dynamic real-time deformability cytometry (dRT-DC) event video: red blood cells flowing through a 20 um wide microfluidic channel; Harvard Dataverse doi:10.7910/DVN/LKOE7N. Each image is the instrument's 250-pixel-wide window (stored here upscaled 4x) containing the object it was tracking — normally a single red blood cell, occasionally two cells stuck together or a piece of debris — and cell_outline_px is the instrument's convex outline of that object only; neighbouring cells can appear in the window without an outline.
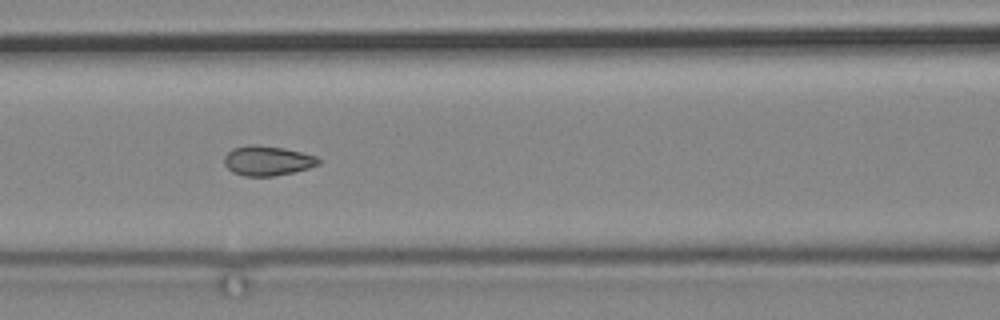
{"species": "common noctule bat (a hibernating species)", "species_latin": "Nyctalus noctula", "temperature_condition": "cold", "stored_images_in_passage": 9, "camera_frame_rate_fps": 3000, "um_per_image_px": 0.085, "animal": {"sex": "male", "body_mass_g": 19.2, "forearm_length_mm": 51.8}, "frame": {"image": 1, "passage_image": 7, "time_ms": 7.0, "image_size_px": [1000, 320], "cell_outline_px": [[320, 164], [308, 168], [292, 172], [272, 176], [244, 176], [232, 172], [224, 164], [224, 156], [232, 148], [252, 144], [256, 144], [284, 148], [316, 156], [320, 160]], "centroid_in_image_um": [22.7, 13.65], "position_along_channel_um": 143.9, "area_um2": 16.3}}
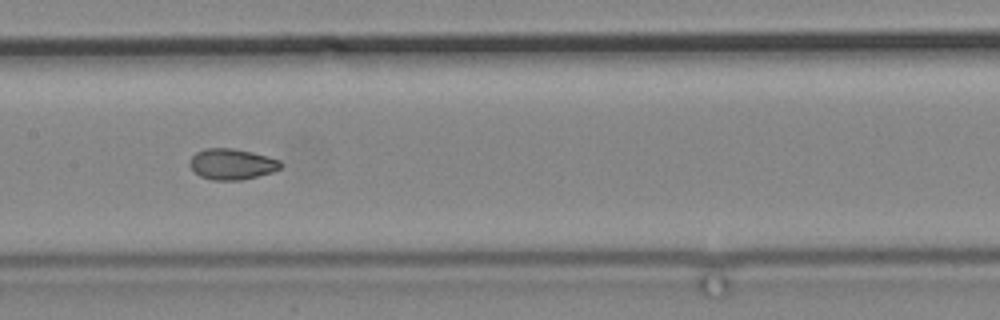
{"frame": {"image": 2, "passage_image": 8, "time_ms": 8.333, "image_size_px": [1000, 320], "cell_outline_px": [[284, 164], [280, 168], [272, 172], [240, 180], [212, 180], [200, 176], [188, 164], [188, 160], [196, 152], [204, 148], [232, 148], [252, 152], [280, 160]], "centroid_in_image_um": [19.69, 13.94], "position_along_channel_um": 187.7, "area_um2": 16.36}}
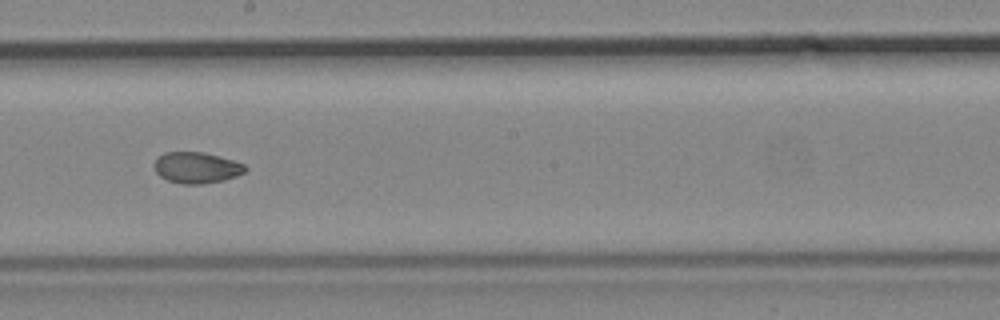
{"frame": {"image": 3, "passage_image": 9, "time_ms": 9.667, "image_size_px": [1000, 320], "cell_outline_px": [[248, 168], [244, 172], [236, 176], [224, 180], [204, 184], [180, 184], [168, 180], [160, 176], [156, 172], [152, 164], [164, 152], [204, 152], [232, 160], [244, 164]], "centroid_in_image_um": [16.7, 14.26], "position_along_channel_um": 231.5, "area_um2": 16.53}}